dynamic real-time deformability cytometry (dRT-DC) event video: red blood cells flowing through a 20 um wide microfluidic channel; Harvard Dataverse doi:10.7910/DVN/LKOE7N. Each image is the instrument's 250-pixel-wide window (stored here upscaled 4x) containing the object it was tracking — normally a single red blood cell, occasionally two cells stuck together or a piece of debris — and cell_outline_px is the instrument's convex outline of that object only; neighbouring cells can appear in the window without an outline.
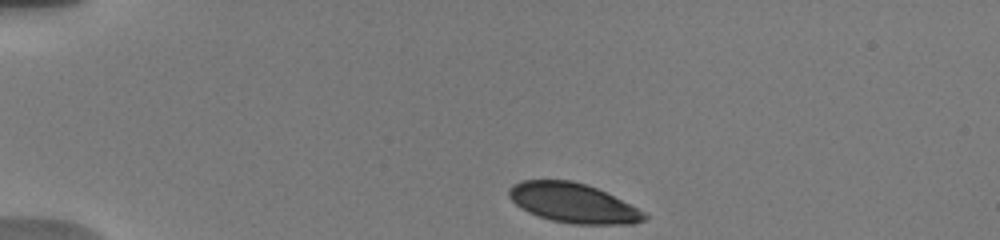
{"species": "human", "species_latin": "Homo sapiens", "temperature_condition": "warm", "stored_images_in_passage": 20, "camera_frame_rate_fps": 3000, "um_per_image_px": 0.085, "donor": {"sex": "male"}, "frame": {"image": 1, "passage_image": 1, "time_ms": 0.0, "image_size_px": [1000, 240], "cell_outline_px": [[648, 220], [632, 224], [572, 224], [552, 220], [528, 212], [520, 208], [508, 196], [508, 188], [512, 184], [520, 180], [572, 180], [596, 188], [644, 212], [648, 216]], "centroid_in_image_um": [48.67, 17.26], "position_along_channel_um": 36.3, "area_um2": 30.98}}
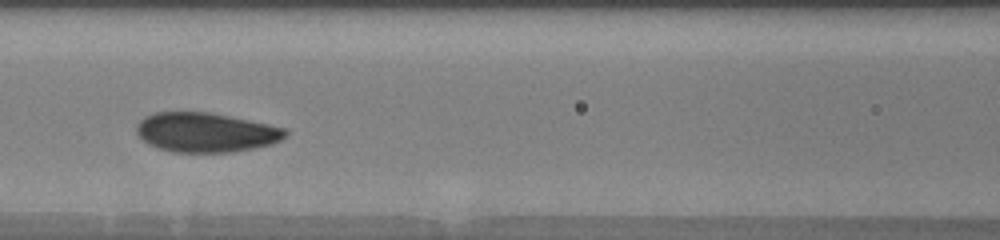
{"frame": {"image": 2, "passage_image": 15, "time_ms": 4.667, "image_size_px": [1000, 240], "cell_outline_px": [[288, 136], [272, 144], [232, 152], [172, 152], [148, 144], [136, 132], [136, 124], [144, 116], [152, 112], [212, 112], [288, 128]], "centroid_in_image_um": [17.51, 11.24], "position_along_channel_um": 149.1, "area_um2": 34.51}}
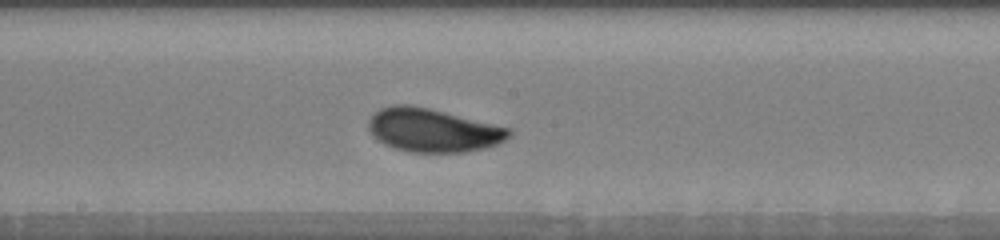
{"frame": {"image": 3, "passage_image": 20, "time_ms": 6.333, "image_size_px": [1000, 240], "cell_outline_px": [[512, 136], [496, 144], [484, 148], [464, 152], [412, 152], [396, 148], [384, 144], [372, 136], [368, 132], [368, 120], [380, 108], [392, 104], [408, 104], [432, 108], [512, 128]], "centroid_in_image_um": [36.8, 11.05], "position_along_channel_um": 211.4, "area_um2": 35.95}}